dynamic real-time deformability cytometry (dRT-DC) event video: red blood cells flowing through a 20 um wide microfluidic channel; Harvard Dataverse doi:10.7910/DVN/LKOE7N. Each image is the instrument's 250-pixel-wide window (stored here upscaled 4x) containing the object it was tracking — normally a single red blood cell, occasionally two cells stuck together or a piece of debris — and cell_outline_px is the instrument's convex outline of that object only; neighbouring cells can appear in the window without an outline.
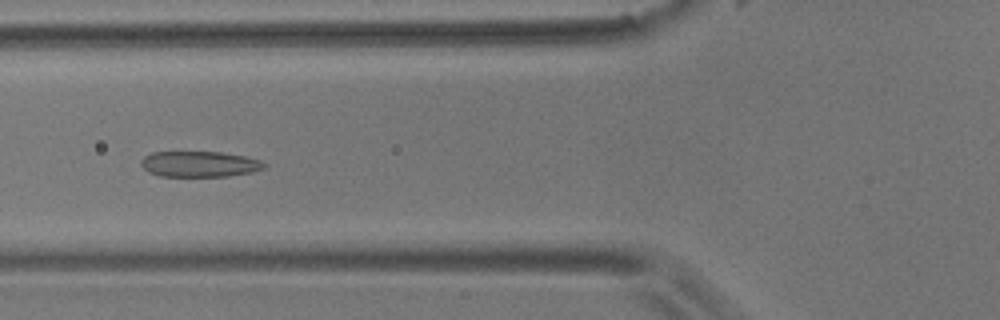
{"species": "common noctule bat (a hibernating species)", "species_latin": "Nyctalus noctula", "temperature_condition": "room temperature", "stored_images_in_passage": 49, "camera_frame_rate_fps": 3000, "um_per_image_px": 0.085, "animal": {"sex": "male", "body_mass_g": 17.9}, "frame": {"image": 1, "passage_image": 13, "time_ms": 4.0, "image_size_px": [1000, 320], "cell_outline_px": [[268, 164], [264, 168], [252, 172], [228, 176], [160, 176], [148, 172], [140, 164], [140, 160], [144, 156], [152, 152], [220, 152], [244, 156], [260, 160]], "centroid_in_image_um": [16.95, 13.94], "position_along_channel_um": 108.9, "area_um2": 18.5}}
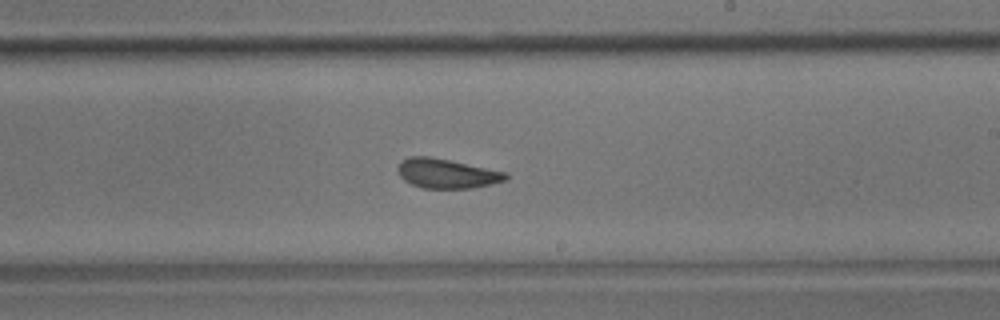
{"frame": {"image": 2, "passage_image": 25, "time_ms": 8.0, "image_size_px": [1000, 320], "cell_outline_px": [[508, 180], [492, 184], [472, 188], [424, 188], [412, 184], [404, 180], [400, 176], [396, 168], [400, 160], [408, 156], [428, 156], [448, 160], [504, 172], [508, 176]], "centroid_in_image_um": [37.92, 14.75], "position_along_channel_um": 251.1, "area_um2": 18.44}}
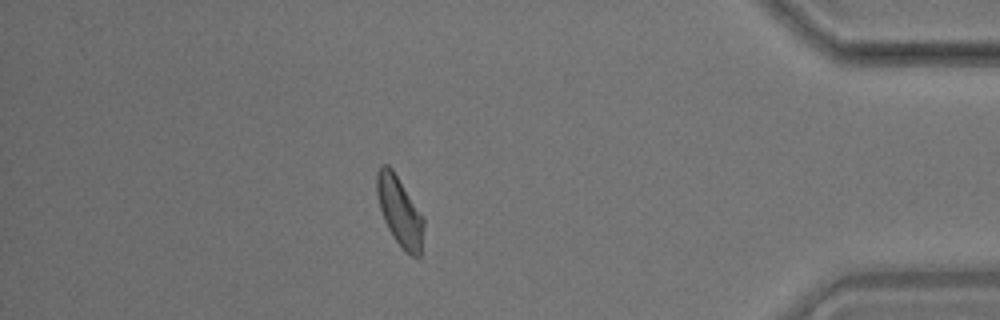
{"frame": {"image": 3, "passage_image": 41, "time_ms": 13.333, "image_size_px": [1000, 320], "cell_outline_px": [[424, 224], [420, 256], [412, 256], [404, 252], [400, 248], [388, 228], [384, 220], [380, 208], [376, 192], [376, 172], [380, 164], [388, 164], [392, 168], [424, 216]], "centroid_in_image_um": [33.96, 17.94], "position_along_channel_um": 401.2, "area_um2": 19.19}, "authors_computed_cell_mechanics": {"area_um2": 18.9006, "velocity_mm_per_s": 3.5597, "shape_relaxation_time_tau1_ms": 7.7896, "shape_relaxation_time_tau2_ms": 1.7583, "deformation_change_tau1": 0.1217, "deformation_change_tau2": 0.0833}}